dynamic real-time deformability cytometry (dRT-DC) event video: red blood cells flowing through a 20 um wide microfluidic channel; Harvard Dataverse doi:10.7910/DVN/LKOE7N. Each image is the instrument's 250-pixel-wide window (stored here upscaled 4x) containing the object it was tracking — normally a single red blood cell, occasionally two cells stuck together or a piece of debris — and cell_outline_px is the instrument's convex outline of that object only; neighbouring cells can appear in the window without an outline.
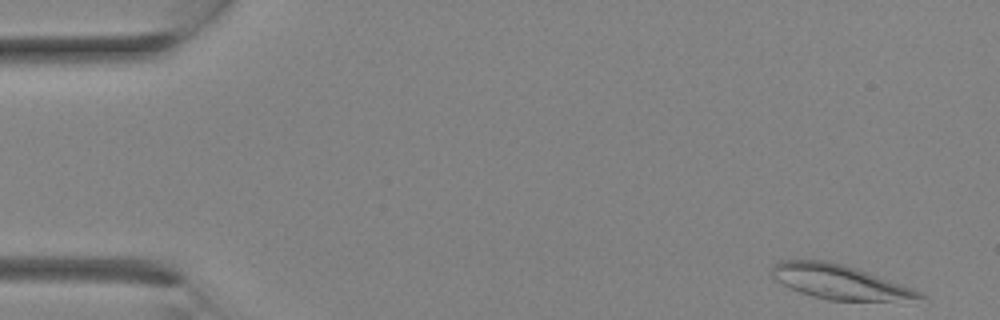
{"species": "Egyptian fruit bat (a non-hibernating species)", "species_latin": "Rousettus aegyptiacus", "temperature_condition": "room temperature", "stored_images_in_passage": 15, "camera_frame_rate_fps": 3000, "um_per_image_px": 0.085, "animal": {"sex": "female"}, "frame": {"image": 1, "passage_image": 1, "time_ms": 0.0, "image_size_px": [1000, 320], "cell_outline_px": [[928, 296], [888, 300], [828, 300], [812, 296], [800, 292], [776, 280], [772, 276], [772, 264], [780, 260], [828, 260], [844, 264], [856, 268], [924, 292]], "centroid_in_image_um": [71.29, 23.93], "position_along_channel_um": 13.7, "area_um2": 29.02}}
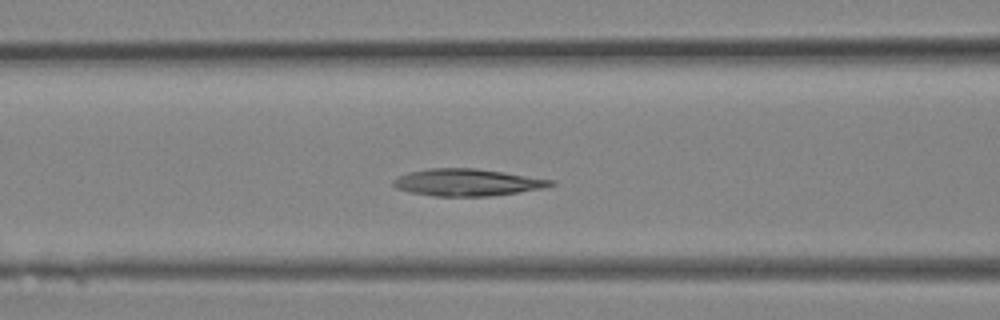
{"frame": {"image": 2, "passage_image": 11, "time_ms": 3.333, "image_size_px": [1000, 320], "cell_outline_px": [[556, 184], [544, 188], [488, 196], [432, 196], [408, 192], [396, 188], [392, 184], [392, 180], [408, 172], [428, 168], [476, 168], [504, 172], [556, 180]], "centroid_in_image_um": [39.71, 15.5], "position_along_channel_um": 126.9, "area_um2": 24.91}}
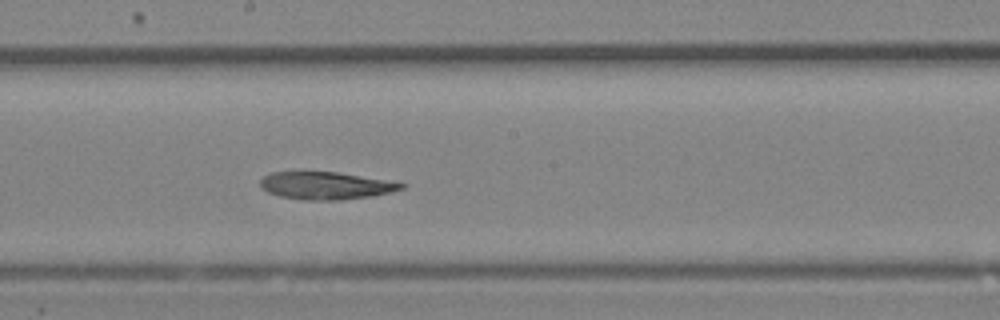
{"frame": {"image": 3, "passage_image": 15, "time_ms": 4.667, "image_size_px": [1000, 320], "cell_outline_px": [[408, 184], [404, 188], [392, 192], [372, 196], [340, 200], [304, 200], [280, 196], [268, 192], [260, 188], [260, 180], [264, 176], [272, 172], [300, 168], [336, 172]], "centroid_in_image_um": [27.6, 15.73], "position_along_channel_um": 220.6, "area_um2": 23.41}}